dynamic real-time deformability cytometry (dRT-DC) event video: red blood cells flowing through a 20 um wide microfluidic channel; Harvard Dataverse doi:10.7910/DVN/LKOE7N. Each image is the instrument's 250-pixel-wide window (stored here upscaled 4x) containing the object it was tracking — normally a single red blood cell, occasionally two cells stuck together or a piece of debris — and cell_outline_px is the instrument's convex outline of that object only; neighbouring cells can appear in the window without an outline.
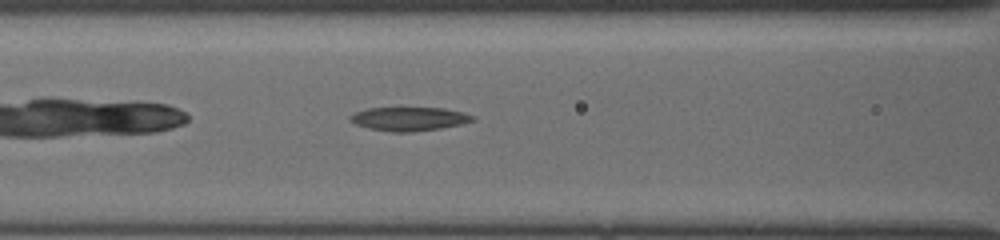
{"species": "common noctule bat (a hibernating species)", "species_latin": "Nyctalus noctula", "temperature_condition": "cold", "stored_images_in_passage": 39, "camera_frame_rate_fps": 3000, "um_per_image_px": 0.085, "animal": {"sex": "female", "body_mass_g": 19.5, "forearm_length_mm": 54.1}, "frame": {"image": 1, "passage_image": 15, "time_ms": 4.333, "image_size_px": [1000, 240], "cell_outline_px": [[476, 120], [460, 124], [440, 128], [412, 132], [388, 132], [368, 128], [356, 124], [348, 120], [348, 116], [356, 112], [368, 108], [444, 108], [464, 112], [476, 116]], "centroid_in_image_um": [34.78, 10.1], "position_along_channel_um": 131.8, "area_um2": 17.05}}
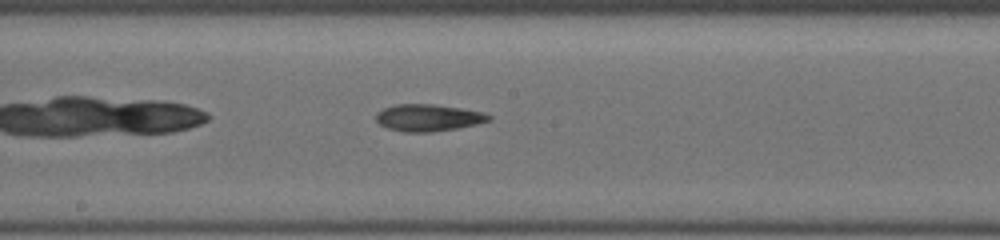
{"frame": {"image": 2, "passage_image": 21, "time_ms": 6.333, "image_size_px": [1000, 240], "cell_outline_px": [[492, 116], [488, 120], [476, 124], [456, 128], [432, 132], [404, 132], [388, 128], [380, 124], [376, 120], [376, 112], [384, 108], [396, 104], [436, 104], [484, 112]], "centroid_in_image_um": [36.38, 10.0], "position_along_channel_um": 211.8, "area_um2": 17.63}}
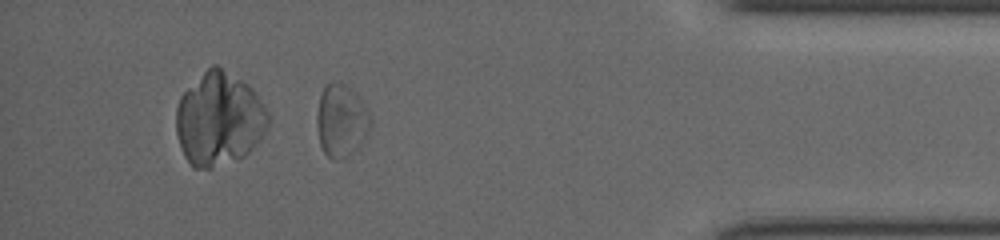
{"frame": {"image": 3, "passage_image": 38, "time_ms": 12.0, "image_size_px": [1000, 240], "cell_outline_px": [[372, 120], [360, 144], [340, 160], [332, 160], [324, 152], [320, 144], [316, 124], [316, 116], [320, 96], [324, 88], [328, 84], [344, 84], [356, 96], [368, 112]], "centroid_in_image_um": [28.96, 10.29], "position_along_channel_um": 406.2, "area_um2": 21.73}}